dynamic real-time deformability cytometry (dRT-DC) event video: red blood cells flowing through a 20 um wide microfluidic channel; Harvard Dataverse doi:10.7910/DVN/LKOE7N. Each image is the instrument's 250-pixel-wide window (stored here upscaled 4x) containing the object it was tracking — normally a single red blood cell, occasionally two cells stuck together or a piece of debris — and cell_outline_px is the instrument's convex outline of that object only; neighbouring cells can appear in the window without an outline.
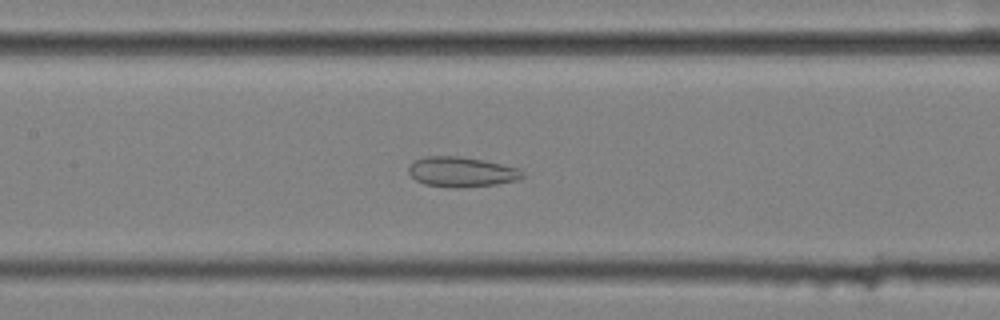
{"species": "common noctule bat (a hibernating species)", "species_latin": "Nyctalus noctula", "temperature_condition": "cold", "stored_images_in_passage": 58, "segment_of_instrument_passage": [2, 2], "camera_frame_rate_fps": 3000, "um_per_image_px": 0.085, "animal": {"sex": "female", "body_mass_g": 25.1}, "frame": {"image": 1, "passage_image": 28, "time_ms": 9.0, "image_size_px": [1000, 320], "cell_outline_px": [[524, 176], [516, 180], [496, 184], [460, 188], [452, 188], [424, 184], [416, 180], [408, 172], [408, 168], [416, 160], [424, 156], [460, 156], [520, 168], [524, 172]], "centroid_in_image_um": [39.23, 14.62], "position_along_channel_um": 168.2, "area_um2": 19.83}}
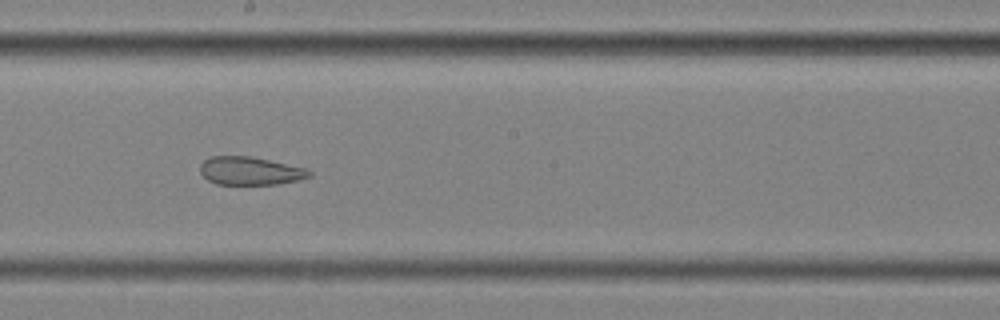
{"frame": {"image": 2, "passage_image": 33, "time_ms": 10.667, "image_size_px": [1000, 320], "cell_outline_px": [[312, 176], [296, 180], [276, 184], [216, 184], [208, 180], [200, 172], [200, 164], [204, 160], [212, 156], [252, 156], [304, 168], [312, 172]], "centroid_in_image_um": [21.23, 14.52], "position_along_channel_um": 227.0, "area_um2": 17.74}}
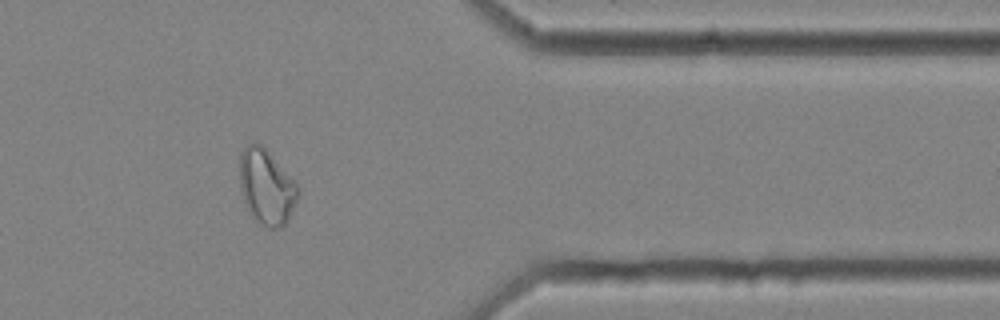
{"frame": {"image": 3, "passage_image": 48, "time_ms": 15.667, "image_size_px": [1000, 320], "cell_outline_px": [[300, 196], [288, 220], [280, 228], [268, 228], [256, 220], [252, 216], [244, 200], [240, 188], [240, 152], [248, 144], [260, 144], [296, 180], [300, 188]], "centroid_in_image_um": [22.69, 15.9], "position_along_channel_um": 388.7, "area_um2": 25.61}}